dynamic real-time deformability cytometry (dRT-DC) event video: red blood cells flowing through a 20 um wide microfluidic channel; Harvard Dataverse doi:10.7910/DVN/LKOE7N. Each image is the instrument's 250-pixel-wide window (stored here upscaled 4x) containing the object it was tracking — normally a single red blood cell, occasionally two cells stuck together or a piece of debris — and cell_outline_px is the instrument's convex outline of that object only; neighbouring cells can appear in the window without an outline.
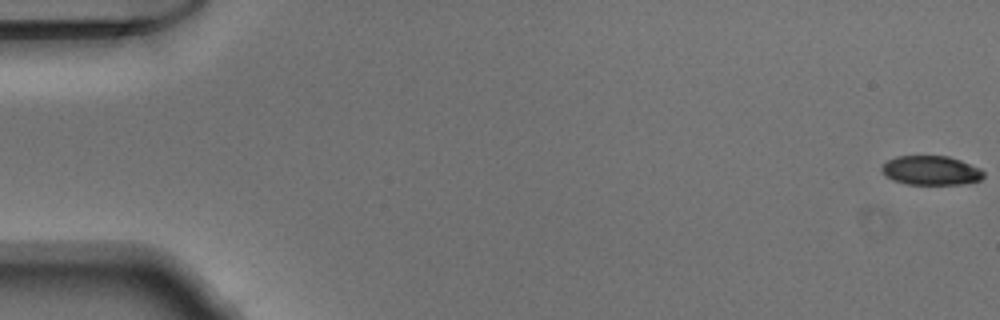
{"species": "Egyptian fruit bat (a non-hibernating species)", "species_latin": "Rousettus aegyptiacus", "temperature_condition": "warm", "stored_images_in_passage": 52, "camera_frame_rate_fps": 3000, "um_per_image_px": 0.085, "animal": {"sex": "male"}, "frame": {"image": 1, "passage_image": 1, "time_ms": 0.0, "image_size_px": [1000, 320], "cell_outline_px": [[984, 176], [980, 180], [960, 184], [908, 184], [892, 180], [880, 168], [888, 160], [896, 156], [948, 156], [960, 160], [980, 168], [984, 172]], "centroid_in_image_um": [79.15, 14.48], "position_along_channel_um": 5.9, "area_um2": 17.17}}
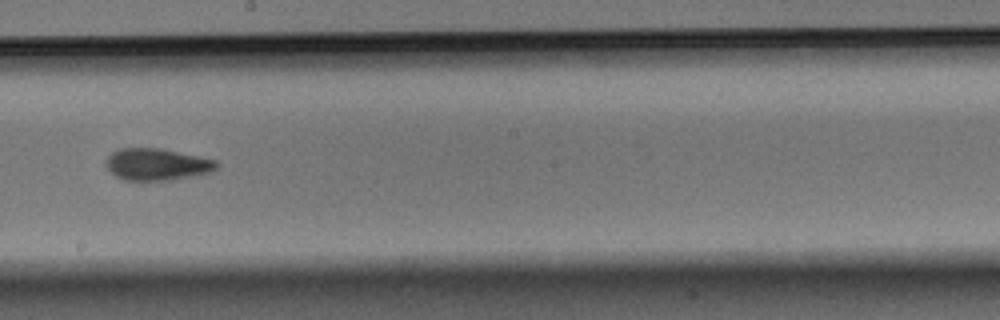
{"frame": {"image": 2, "passage_image": 30, "time_ms": 9.667, "image_size_px": [1000, 320], "cell_outline_px": [[220, 164], [216, 168], [208, 172], [172, 180], [124, 180], [116, 176], [108, 168], [108, 156], [112, 152], [120, 148], [160, 148], [216, 160]], "centroid_in_image_um": [13.35, 13.96], "position_along_channel_um": 234.9, "area_um2": 20.17}}
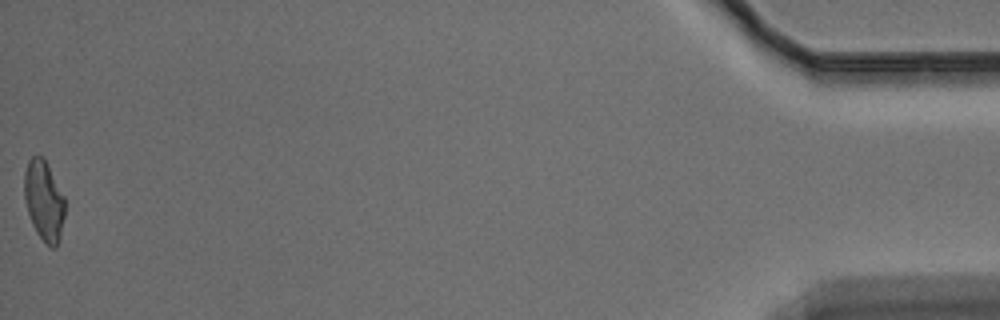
{"frame": {"image": 3, "passage_image": 52, "time_ms": 17.0, "image_size_px": [1000, 320], "cell_outline_px": [[64, 216], [60, 236], [56, 248], [52, 248], [36, 232], [32, 224], [28, 212], [24, 196], [24, 172], [28, 160], [32, 156], [44, 156], [64, 196]], "centroid_in_image_um": [3.73, 17.01], "position_along_channel_um": 431.5, "area_um2": 18.9}}